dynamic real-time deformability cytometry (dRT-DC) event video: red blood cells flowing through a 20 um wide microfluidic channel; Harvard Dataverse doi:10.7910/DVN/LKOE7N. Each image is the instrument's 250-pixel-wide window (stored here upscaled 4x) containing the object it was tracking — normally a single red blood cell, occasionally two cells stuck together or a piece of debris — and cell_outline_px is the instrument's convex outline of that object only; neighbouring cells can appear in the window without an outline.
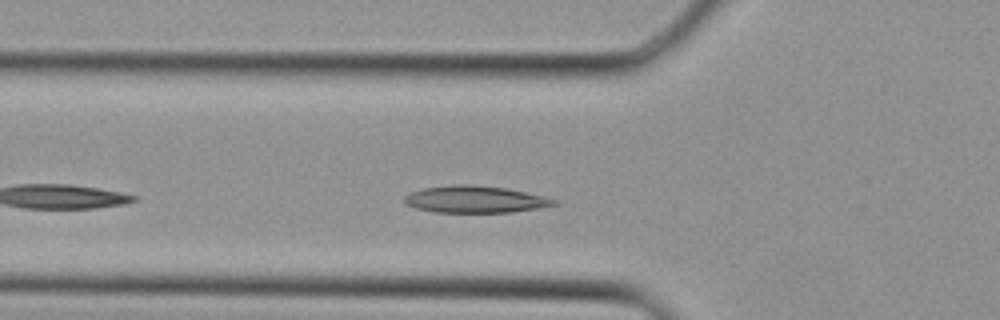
{"species": "Egyptian fruit bat (a non-hibernating species)", "species_latin": "Rousettus aegyptiacus", "temperature_condition": "cold", "stored_images_in_passage": 22, "camera_frame_rate_fps": 3000, "um_per_image_px": 0.085, "animal": {"sex": "female"}, "frame": {"image": 1, "passage_image": 3, "time_ms": 0.667, "image_size_px": [1000, 320], "cell_outline_px": [[560, 204], [512, 212], [436, 212], [416, 208], [404, 204], [404, 196], [408, 192], [424, 188], [452, 184], [468, 184], [508, 188], [544, 196], [556, 200]], "centroid_in_image_um": [40.36, 16.93], "position_along_channel_um": 85.4, "area_um2": 23.58}}
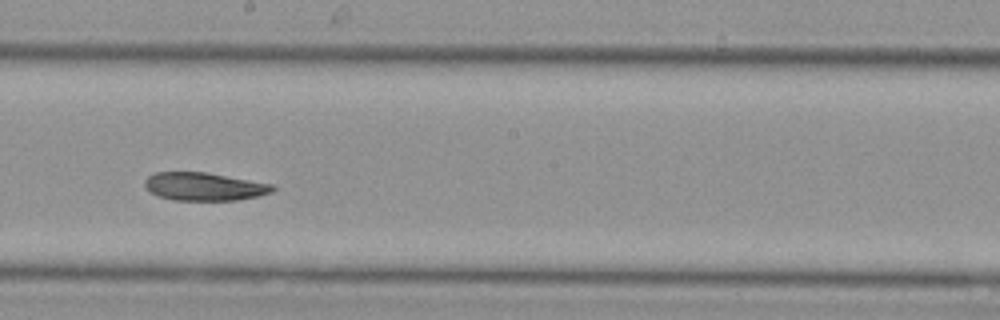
{"frame": {"image": 2, "passage_image": 11, "time_ms": 3.333, "image_size_px": [1000, 320], "cell_outline_px": [[276, 188], [272, 192], [256, 196], [236, 200], [172, 200], [156, 196], [144, 184], [144, 180], [148, 176], [156, 172], [208, 172], [272, 184]], "centroid_in_image_um": [17.34, 15.85], "position_along_channel_um": 230.9, "area_um2": 20.87}}
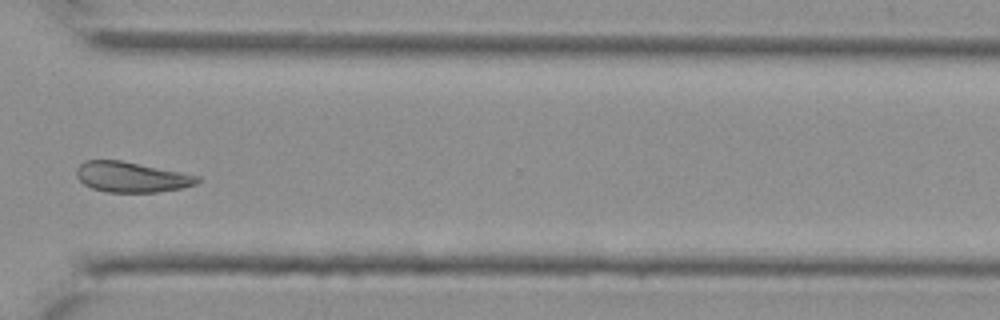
{"frame": {"image": 3, "passage_image": 18, "time_ms": 5.667, "image_size_px": [1000, 320], "cell_outline_px": [[200, 180], [196, 184], [184, 188], [156, 192], [108, 192], [92, 188], [84, 184], [76, 176], [76, 168], [84, 160], [120, 160], [200, 176]], "centroid_in_image_um": [11.16, 15.05], "position_along_channel_um": 359.4, "area_um2": 21.33}}